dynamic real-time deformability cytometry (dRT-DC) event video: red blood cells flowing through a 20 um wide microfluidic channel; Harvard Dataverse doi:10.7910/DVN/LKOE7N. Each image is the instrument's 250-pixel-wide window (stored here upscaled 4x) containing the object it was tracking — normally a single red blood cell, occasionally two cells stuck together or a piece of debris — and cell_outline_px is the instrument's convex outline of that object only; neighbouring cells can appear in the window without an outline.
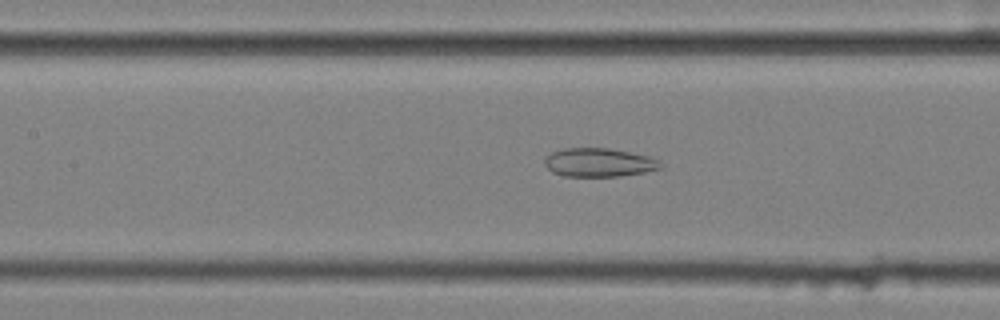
{"species": "common noctule bat (a hibernating species)", "species_latin": "Nyctalus noctula", "temperature_condition": "cold", "stored_images_in_passage": 57, "camera_frame_rate_fps": 3000, "um_per_image_px": 0.085, "animal": {"sex": "female", "body_mass_g": 25.1}, "frame": {"image": 1, "passage_image": 27, "time_ms": 8.667, "image_size_px": [1000, 320], "cell_outline_px": [[664, 164], [660, 168], [644, 172], [620, 176], [564, 176], [552, 172], [544, 164], [544, 156], [552, 152], [564, 148], [608, 148], [648, 156]], "centroid_in_image_um": [50.86, 13.81], "position_along_channel_um": 156.5, "area_um2": 19.25}}
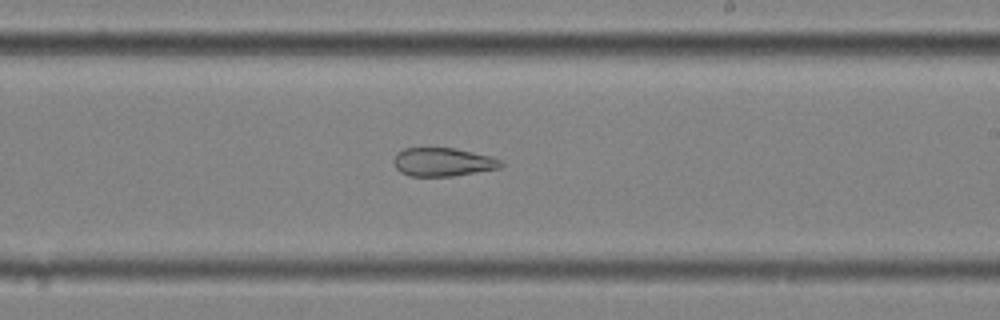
{"frame": {"image": 2, "passage_image": 35, "time_ms": 11.333, "image_size_px": [1000, 320], "cell_outline_px": [[504, 164], [500, 168], [452, 176], [412, 176], [400, 172], [396, 168], [392, 160], [396, 152], [404, 148], [456, 148], [488, 156], [500, 160]], "centroid_in_image_um": [37.59, 13.77], "position_along_channel_um": 251.4, "area_um2": 17.74}}
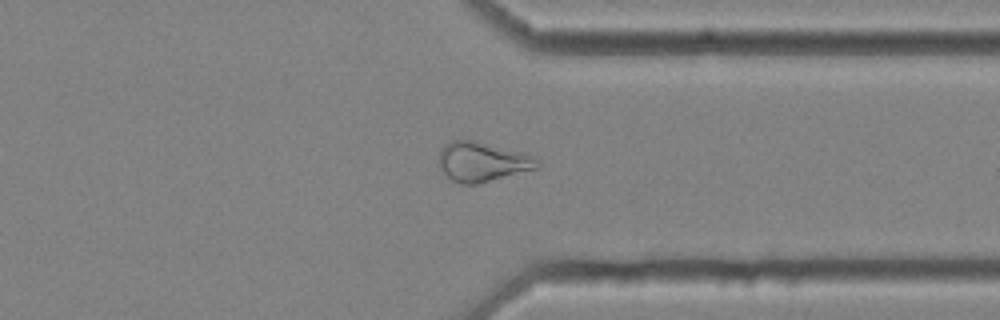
{"frame": {"image": 3, "passage_image": 45, "time_ms": 14.667, "image_size_px": [1000, 320], "cell_outline_px": [[540, 164], [536, 168], [476, 184], [464, 184], [452, 180], [436, 164], [440, 148], [444, 144], [452, 140], [476, 140], [540, 156]], "centroid_in_image_um": [41.0, 13.71], "position_along_channel_um": 370.4, "area_um2": 23.06}, "authors_computed_cell_mechanics": {"area_um2": 25.7788, "velocity_mm_per_s": 3.571, "shape_relaxation_time_tau1_ms": null, "shape_relaxation_time_tau2_ms": 3.0161, "deformation_change_tau1": null, "deformation_change_tau2": 0.1137}}